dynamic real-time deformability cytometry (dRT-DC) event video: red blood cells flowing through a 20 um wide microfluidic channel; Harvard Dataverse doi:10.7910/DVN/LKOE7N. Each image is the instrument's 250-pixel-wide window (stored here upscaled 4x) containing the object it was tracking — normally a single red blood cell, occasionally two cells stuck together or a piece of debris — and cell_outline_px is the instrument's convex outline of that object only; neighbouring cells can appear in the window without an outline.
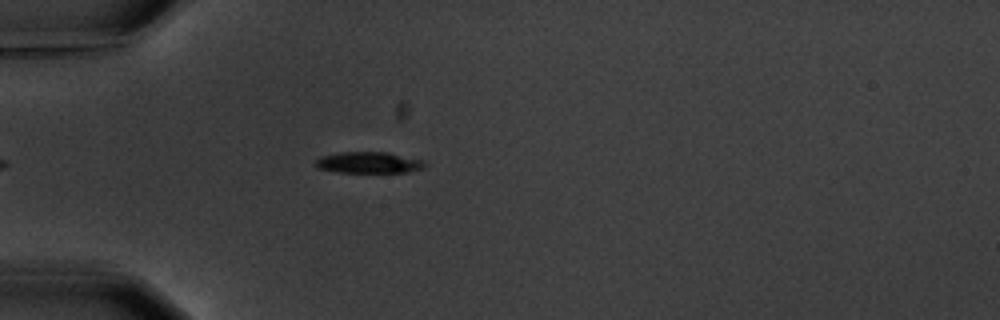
{"species": "common noctule bat (a hibernating species)", "species_latin": "Nyctalus noctula", "temperature_condition": "warm", "stored_images_in_passage": 5, "camera_frame_rate_fps": 3000, "um_per_image_px": 0.085, "animal": {"sex": "male", "body_mass_g": 20.1, "forearm_length_mm": 53.5}, "frame": {"image": 1, "passage_image": 5, "time_ms": 4.667, "image_size_px": [1000, 320], "cell_outline_px": [[428, 164], [420, 168], [408, 172], [340, 172], [316, 168], [312, 164], [320, 156], [340, 152], [388, 152], [424, 160]], "centroid_in_image_um": [31.3, 13.81], "position_along_channel_um": 53.7, "area_um2": 13.64}}